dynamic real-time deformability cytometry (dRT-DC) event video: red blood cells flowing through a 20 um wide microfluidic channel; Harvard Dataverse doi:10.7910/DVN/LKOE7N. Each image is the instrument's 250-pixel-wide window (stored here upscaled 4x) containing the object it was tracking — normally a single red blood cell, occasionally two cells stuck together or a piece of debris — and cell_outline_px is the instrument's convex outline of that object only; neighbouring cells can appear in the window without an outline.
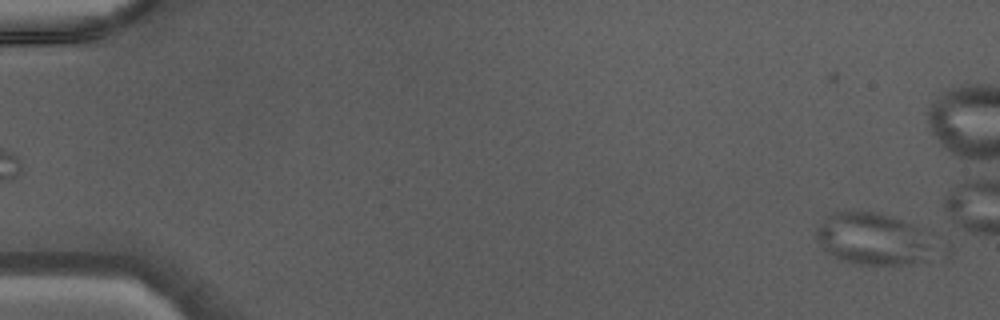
{"species": "Egyptian fruit bat (a non-hibernating species)", "species_latin": "Rousettus aegyptiacus", "temperature_condition": "warm", "stored_images_in_passage": 4, "camera_frame_rate_fps": 3000, "um_per_image_px": 0.085, "animal": {"sex": "male"}, "frame": {"image": 1, "passage_image": 2, "time_ms": 0.333, "image_size_px": [1000, 320], "cell_outline_px": [[952, 260], [916, 264], [860, 264], [840, 260], [824, 252], [816, 236], [816, 232], [824, 220], [832, 212], [848, 208], [876, 212], [912, 224], [932, 232], [952, 244]], "centroid_in_image_um": [74.75, 20.38], "position_along_channel_um": 10.3, "area_um2": 40.17}}